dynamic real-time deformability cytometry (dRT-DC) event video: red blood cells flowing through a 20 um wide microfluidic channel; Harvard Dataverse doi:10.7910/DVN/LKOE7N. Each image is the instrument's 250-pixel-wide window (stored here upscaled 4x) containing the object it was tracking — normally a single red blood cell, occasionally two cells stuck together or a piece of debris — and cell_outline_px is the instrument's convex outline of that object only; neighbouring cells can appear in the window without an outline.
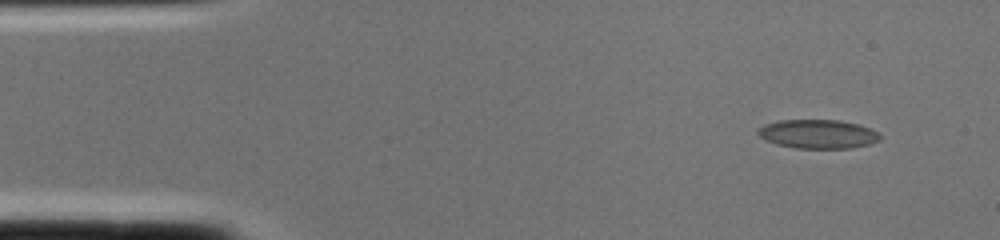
{"species": "common noctule bat (a hibernating species)", "species_latin": "Nyctalus noctula", "temperature_condition": "cold", "stored_images_in_passage": 1, "camera_frame_rate_fps": 3000, "um_per_image_px": 0.085, "animal": {"sex": "female", "body_mass_g": 22.0, "forearm_length_mm": 56.7}, "frame": {"image": 1, "passage_image": 1, "time_ms": 0.0, "image_size_px": [1000, 240], "cell_outline_px": [[880, 140], [868, 144], [852, 148], [796, 148], [776, 144], [764, 140], [756, 132], [756, 128], [764, 124], [780, 120], [840, 120], [860, 124], [876, 132], [880, 136]], "centroid_in_image_um": [69.47, 11.39], "position_along_channel_um": 15.5, "area_um2": 20.63}}